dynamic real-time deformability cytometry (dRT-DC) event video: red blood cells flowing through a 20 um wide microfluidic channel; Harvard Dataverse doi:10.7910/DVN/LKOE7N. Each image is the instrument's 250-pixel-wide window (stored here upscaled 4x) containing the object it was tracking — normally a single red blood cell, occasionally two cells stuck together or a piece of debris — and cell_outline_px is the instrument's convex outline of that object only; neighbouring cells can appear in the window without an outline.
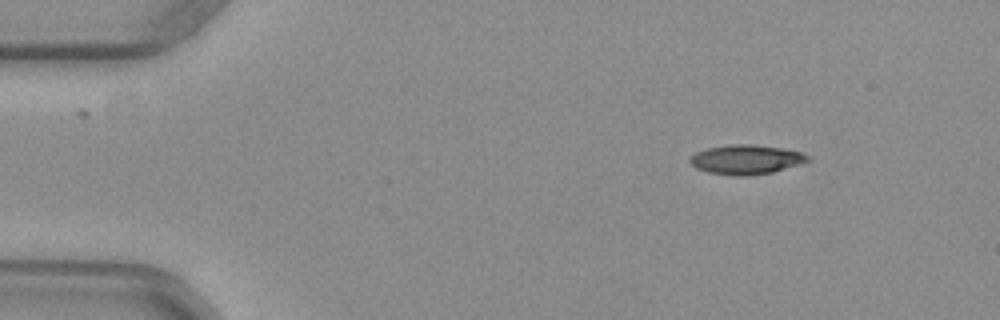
{"species": "common noctule bat (a hibernating species)", "species_latin": "Nyctalus noctula", "temperature_condition": "warm", "stored_images_in_passage": 46, "camera_frame_rate_fps": 3000, "um_per_image_px": 0.085, "animal": {"sex": "female", "body_mass_g": 29.2, "forearm_length_mm": 56.3}, "frame": {"image": 1, "passage_image": 1, "time_ms": 0.0, "image_size_px": [1000, 320], "cell_outline_px": [[812, 160], [772, 172], [744, 176], [732, 176], [708, 172], [696, 168], [688, 160], [696, 152], [708, 148], [732, 144], [752, 144], [780, 148], [800, 152], [808, 156]], "centroid_in_image_um": [63.4, 13.56], "position_along_channel_um": 21.6, "area_um2": 20.0}}
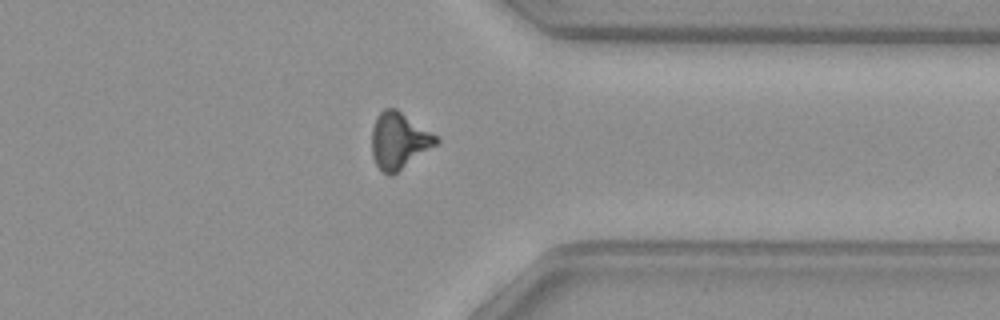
{"frame": {"image": 2, "passage_image": 35, "time_ms": 11.333, "image_size_px": [1000, 320], "cell_outline_px": [[440, 140], [436, 144], [392, 176], [388, 176], [376, 164], [372, 156], [372, 128], [376, 116], [384, 108], [396, 108], [436, 136]], "centroid_in_image_um": [33.87, 11.95], "position_along_channel_um": 377.5, "area_um2": 20.81}}
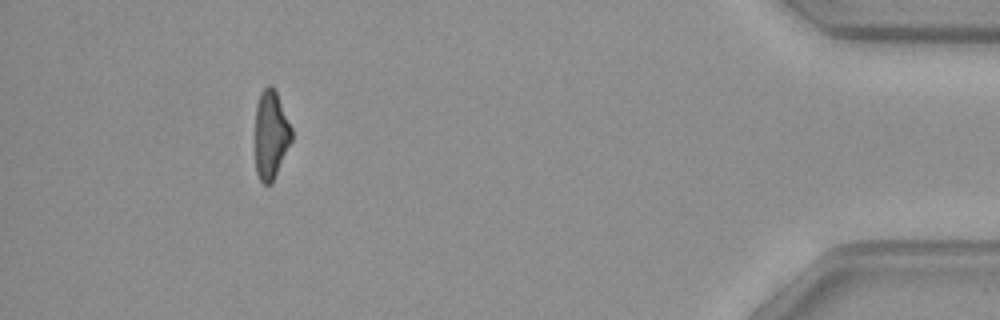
{"frame": {"image": 3, "passage_image": 42, "time_ms": 13.667, "image_size_px": [1000, 320], "cell_outline_px": [[292, 140], [276, 176], [272, 184], [264, 184], [260, 180], [256, 172], [256, 104], [260, 92], [268, 84], [272, 84], [276, 92], [292, 128]], "centroid_in_image_um": [23.03, 11.46], "position_along_channel_um": 412.2, "area_um2": 18.84}, "authors_computed_cell_mechanics": {"area_um2": 20.6057, "velocity_mm_per_s": 3.978, "shape_relaxation_time_tau1_ms": 10.659, "shape_relaxation_time_tau2_ms": 5.0211, "deformation_change_tau1": 0.2815, "deformation_change_tau2": 0.1476}}